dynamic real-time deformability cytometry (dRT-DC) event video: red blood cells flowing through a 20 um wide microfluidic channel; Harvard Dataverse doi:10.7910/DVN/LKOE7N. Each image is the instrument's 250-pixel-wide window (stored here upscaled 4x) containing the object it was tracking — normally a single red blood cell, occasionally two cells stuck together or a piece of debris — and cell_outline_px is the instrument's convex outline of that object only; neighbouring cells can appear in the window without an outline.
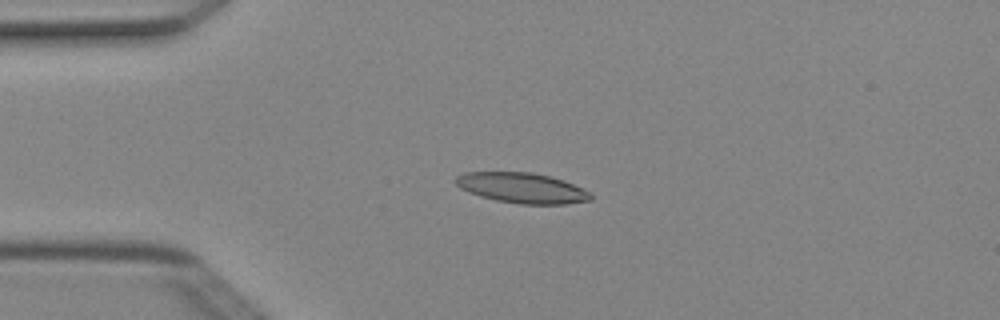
{"species": "Egyptian fruit bat (a non-hibernating species)", "species_latin": "Rousettus aegyptiacus", "temperature_condition": "cold", "stored_images_in_passage": 6, "camera_frame_rate_fps": 3000, "um_per_image_px": 0.085, "animal": {"sex": "female"}, "frame": {"image": 1, "passage_image": 4, "time_ms": 1.0, "image_size_px": [1000, 320], "cell_outline_px": [[592, 200], [564, 204], [520, 204], [496, 200], [480, 196], [468, 192], [460, 188], [456, 184], [456, 176], [464, 172], [532, 172], [552, 176], [564, 180], [592, 192]], "centroid_in_image_um": [44.4, 15.97], "position_along_channel_um": 40.6, "area_um2": 24.04}}
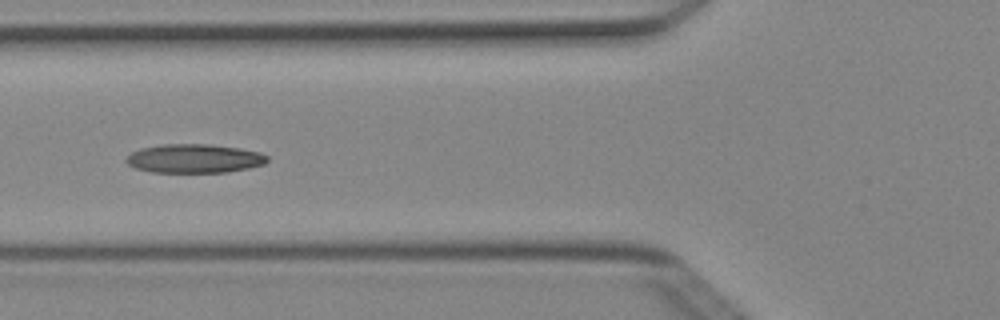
{"frame": {"image": 2, "passage_image": 6, "time_ms": 1.667, "image_size_px": [1000, 320], "cell_outline_px": [[268, 160], [264, 164], [248, 168], [228, 172], [152, 172], [136, 168], [128, 164], [124, 160], [132, 152], [140, 148], [164, 144], [208, 144], [240, 148], [260, 152], [268, 156]], "centroid_in_image_um": [16.52, 13.47], "position_along_channel_um": 109.3, "area_um2": 23.7}}